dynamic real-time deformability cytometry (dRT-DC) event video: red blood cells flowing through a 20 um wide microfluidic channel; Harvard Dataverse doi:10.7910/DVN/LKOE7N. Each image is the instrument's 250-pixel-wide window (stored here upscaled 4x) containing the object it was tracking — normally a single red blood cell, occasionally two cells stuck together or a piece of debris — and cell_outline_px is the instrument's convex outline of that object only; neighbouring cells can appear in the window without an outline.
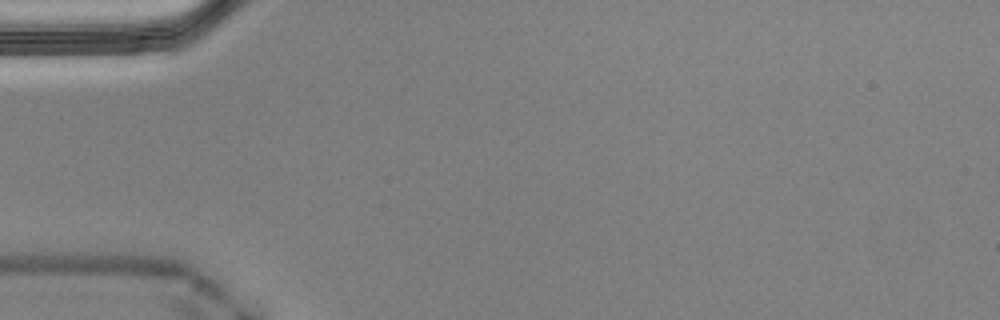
{"species": "Egyptian fruit bat (a non-hibernating species)", "species_latin": "Rousettus aegyptiacus", "temperature_condition": "cold", "stored_images_in_passage": 2, "camera_frame_rate_fps": 3000, "um_per_image_px": 0.085, "animal": {"sex": "male"}, "frame": {"image": 1, "passage_image": 1, "time_ms": 0.0, "image_size_px": [1000, 320], "cell_outline_px": [[132, 40], [120, 52], [60, 52], [56, 40], [56, 32], [132, 32]], "centroid_in_image_um": [7.9, 3.54], "position_along_channel_um": 77.1, "area_um2": 10.29}}